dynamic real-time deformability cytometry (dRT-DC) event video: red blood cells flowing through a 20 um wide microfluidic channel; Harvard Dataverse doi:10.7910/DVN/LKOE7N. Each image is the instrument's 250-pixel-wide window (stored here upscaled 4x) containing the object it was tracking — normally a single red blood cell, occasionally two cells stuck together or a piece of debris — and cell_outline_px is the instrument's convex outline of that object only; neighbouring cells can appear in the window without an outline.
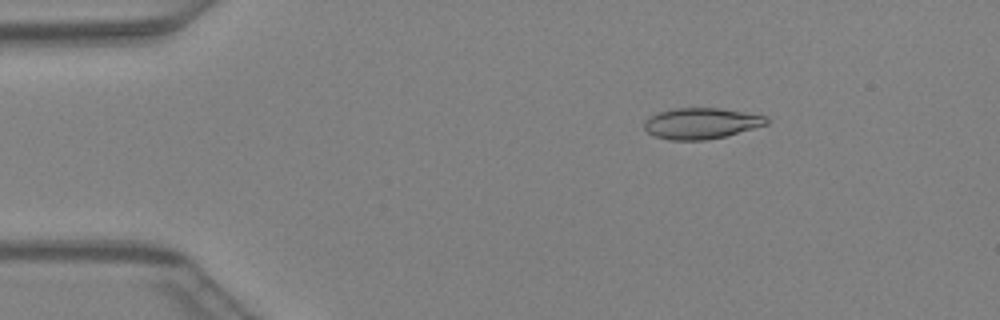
{"species": "Egyptian fruit bat (a non-hibernating species)", "species_latin": "Rousettus aegyptiacus", "temperature_condition": "warm", "stored_images_in_passage": 46, "camera_frame_rate_fps": 3000, "um_per_image_px": 0.085, "animal": {"sex": "female"}, "frame": {"image": 1, "passage_image": 8, "time_ms": 2.333, "image_size_px": [1000, 320], "cell_outline_px": [[768, 124], [724, 136], [704, 140], [668, 140], [656, 136], [648, 132], [644, 128], [644, 120], [648, 116], [660, 112], [676, 108], [720, 108], [768, 116]], "centroid_in_image_um": [59.58, 10.48], "position_along_channel_um": 25.4, "area_um2": 21.96}}
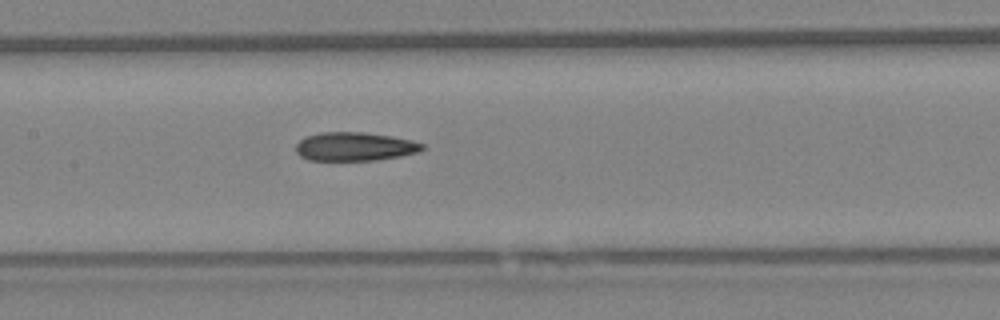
{"frame": {"image": 2, "passage_image": 23, "time_ms": 7.333, "image_size_px": [1000, 320], "cell_outline_px": [[424, 148], [416, 152], [400, 156], [376, 160], [308, 160], [300, 156], [296, 152], [296, 144], [304, 136], [320, 132], [364, 132], [392, 136], [412, 140], [424, 144]], "centroid_in_image_um": [30.12, 12.45], "position_along_channel_um": 177.3, "area_um2": 21.15}}
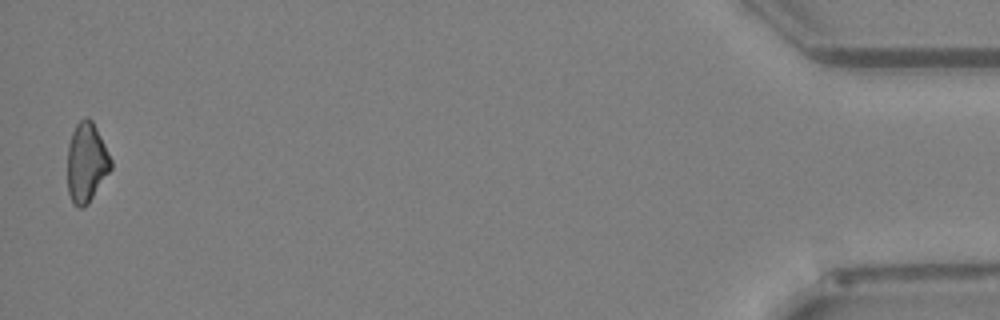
{"frame": {"image": 3, "passage_image": 46, "time_ms": 15.0, "image_size_px": [1000, 320], "cell_outline_px": [[112, 168], [88, 204], [80, 208], [72, 204], [68, 192], [68, 144], [72, 132], [76, 124], [84, 116], [88, 116], [92, 120], [112, 160]], "centroid_in_image_um": [7.34, 13.81], "position_along_channel_um": 427.9, "area_um2": 20.17}}